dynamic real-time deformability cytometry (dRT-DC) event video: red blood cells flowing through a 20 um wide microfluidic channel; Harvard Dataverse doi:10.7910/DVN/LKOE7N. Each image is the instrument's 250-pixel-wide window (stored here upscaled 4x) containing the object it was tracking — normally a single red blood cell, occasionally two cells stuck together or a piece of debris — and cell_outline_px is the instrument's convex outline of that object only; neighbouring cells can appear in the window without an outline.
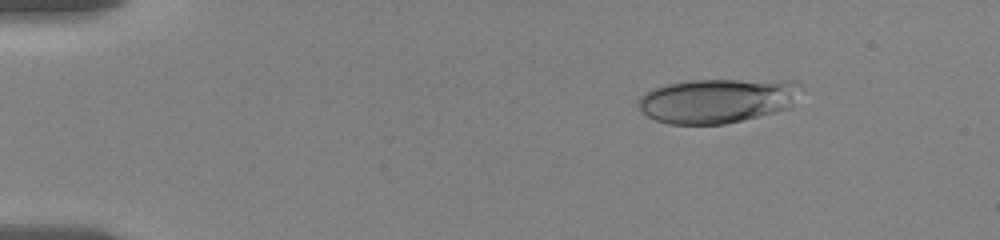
{"species": "human", "species_latin": "Homo sapiens", "temperature_condition": "room temperature", "stored_images_in_passage": 13, "camera_frame_rate_fps": 3000, "um_per_image_px": 0.085, "donor": {"sex": "female"}, "frame": {"image": 1, "passage_image": 5, "time_ms": 2.333, "image_size_px": [1000, 240], "cell_outline_px": [[800, 84], [792, 108], [776, 112], [724, 124], [668, 124], [656, 120], [648, 116], [636, 104], [636, 100], [644, 92], [652, 88], [668, 84], [692, 80], [796, 80]], "centroid_in_image_um": [60.96, 8.55], "position_along_channel_um": 24.0, "area_um2": 42.31}}
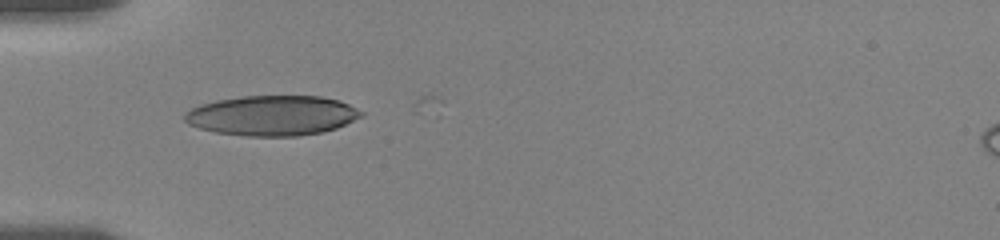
{"frame": {"image": 2, "passage_image": 11, "time_ms": 5.667, "image_size_px": [1000, 240], "cell_outline_px": [[364, 116], [336, 128], [320, 132], [296, 136], [244, 136], [216, 132], [200, 128], [188, 124], [184, 120], [184, 112], [200, 104], [216, 100], [244, 96], [320, 96], [340, 100], [364, 112]], "centroid_in_image_um": [23.13, 9.81], "position_along_channel_um": 61.9, "area_um2": 41.27}}